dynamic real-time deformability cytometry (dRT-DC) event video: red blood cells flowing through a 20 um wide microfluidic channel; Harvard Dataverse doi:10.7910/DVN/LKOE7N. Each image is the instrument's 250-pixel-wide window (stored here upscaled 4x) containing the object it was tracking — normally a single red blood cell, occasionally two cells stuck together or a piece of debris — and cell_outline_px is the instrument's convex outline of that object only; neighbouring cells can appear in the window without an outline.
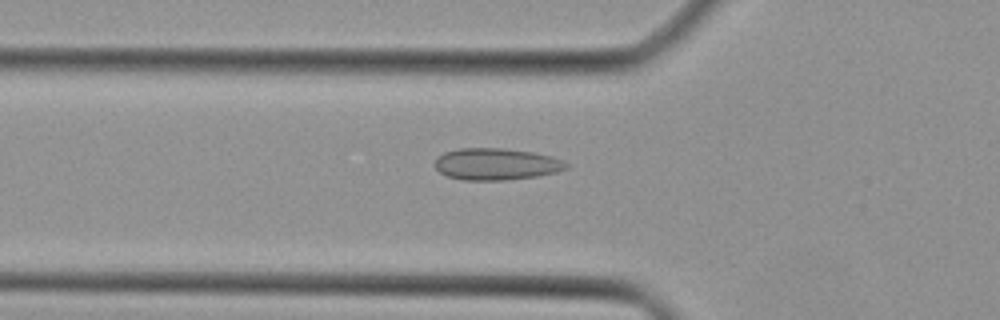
{"species": "Egyptian fruit bat (a non-hibernating species)", "species_latin": "Rousettus aegyptiacus", "temperature_condition": "cold", "stored_images_in_passage": 39, "camera_frame_rate_fps": 3000, "um_per_image_px": 0.085, "animal": {"sex": "female"}, "frame": {"image": 1, "passage_image": 12, "time_ms": 3.667, "image_size_px": [1000, 320], "cell_outline_px": [[568, 168], [556, 172], [536, 176], [504, 180], [464, 180], [448, 176], [440, 172], [436, 168], [436, 156], [444, 152], [460, 148], [504, 148], [532, 152], [548, 156], [560, 160], [568, 164]], "centroid_in_image_um": [42.14, 13.94], "position_along_channel_um": 83.7, "area_um2": 24.1}}
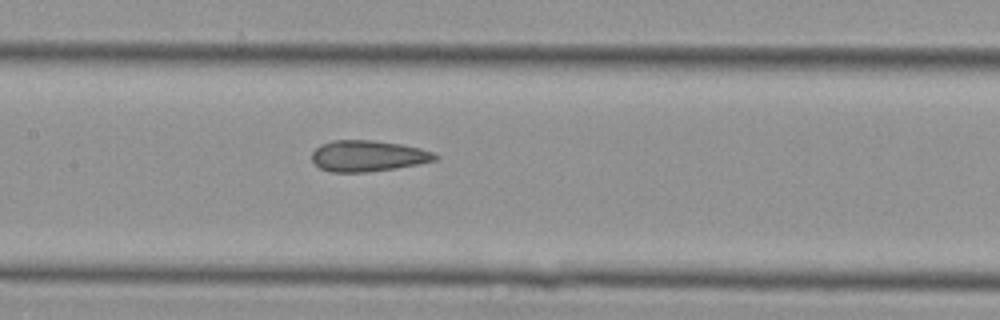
{"frame": {"image": 2, "passage_image": 18, "time_ms": 5.667, "image_size_px": [1000, 320], "cell_outline_px": [[440, 156], [436, 160], [416, 164], [392, 168], [364, 172], [332, 172], [320, 168], [312, 160], [312, 152], [320, 144], [332, 140], [372, 140], [400, 144], [420, 148], [432, 152]], "centroid_in_image_um": [31.24, 13.24], "position_along_channel_um": 176.2, "area_um2": 22.08}}
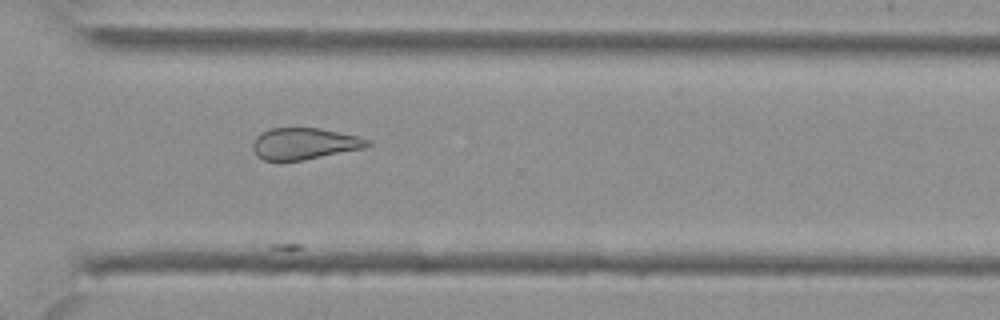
{"frame": {"image": 3, "passage_image": 29, "time_ms": 9.333, "image_size_px": [1000, 320], "cell_outline_px": [[372, 144], [364, 148], [304, 160], [264, 160], [256, 156], [252, 148], [252, 144], [256, 136], [260, 132], [272, 128], [320, 128], [360, 136], [372, 140]], "centroid_in_image_um": [25.89, 12.2], "position_along_channel_um": 344.7, "area_um2": 21.27}}